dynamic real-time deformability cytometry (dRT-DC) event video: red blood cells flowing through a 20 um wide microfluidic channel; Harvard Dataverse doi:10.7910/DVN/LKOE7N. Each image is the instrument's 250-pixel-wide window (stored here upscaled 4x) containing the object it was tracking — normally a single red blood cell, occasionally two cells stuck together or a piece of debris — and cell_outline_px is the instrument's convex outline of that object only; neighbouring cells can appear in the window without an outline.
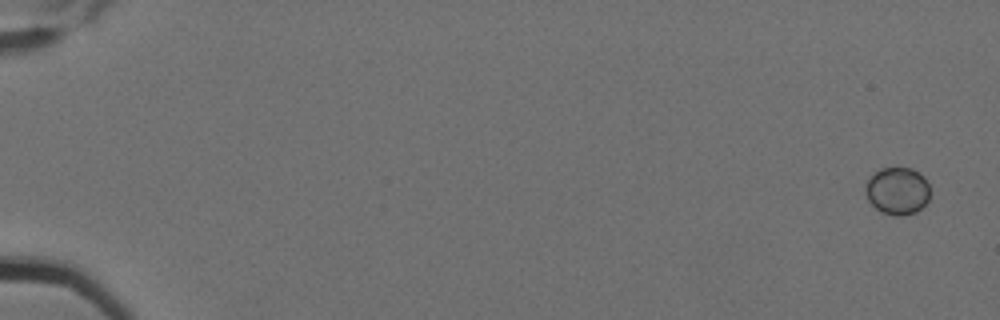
{"species": "Egyptian fruit bat (a non-hibernating species)", "species_latin": "Rousettus aegyptiacus", "temperature_condition": "cold", "stored_images_in_passage": 8, "camera_frame_rate_fps": 3000, "um_per_image_px": 0.085, "animal": {"sex": "female"}, "frame": {"image": 1, "passage_image": 1, "time_ms": 0.0, "image_size_px": [1000, 320], "cell_outline_px": [[928, 200], [916, 212], [900, 216], [896, 216], [880, 212], [868, 200], [864, 192], [864, 184], [880, 168], [912, 168], [924, 176], [928, 184]], "centroid_in_image_um": [76.25, 16.23], "position_along_channel_um": 8.7, "area_um2": 17.8}}